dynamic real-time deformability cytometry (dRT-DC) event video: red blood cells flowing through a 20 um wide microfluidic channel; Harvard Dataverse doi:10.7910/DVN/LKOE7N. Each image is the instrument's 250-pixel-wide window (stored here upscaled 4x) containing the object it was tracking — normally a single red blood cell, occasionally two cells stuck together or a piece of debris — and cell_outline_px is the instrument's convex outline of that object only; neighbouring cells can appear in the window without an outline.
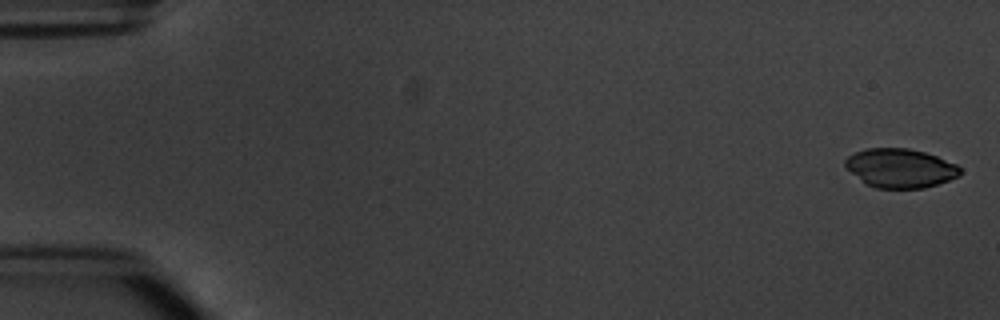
{"species": "common noctule bat (a hibernating species)", "species_latin": "Nyctalus noctula", "temperature_condition": "warm", "stored_images_in_passage": 5, "camera_frame_rate_fps": 3000, "um_per_image_px": 0.085, "animal": {"sex": "male", "body_mass_g": 20.1, "forearm_length_mm": 53.5}, "frame": {"image": 1, "passage_image": 1, "time_ms": 0.0, "image_size_px": [1000, 320], "cell_outline_px": [[960, 176], [924, 188], [876, 188], [864, 184], [844, 164], [844, 160], [848, 156], [856, 152], [868, 148], [908, 148], [924, 152], [936, 156], [956, 164], [960, 168]], "centroid_in_image_um": [76.51, 14.29], "position_along_channel_um": 8.5, "area_um2": 25.95}}